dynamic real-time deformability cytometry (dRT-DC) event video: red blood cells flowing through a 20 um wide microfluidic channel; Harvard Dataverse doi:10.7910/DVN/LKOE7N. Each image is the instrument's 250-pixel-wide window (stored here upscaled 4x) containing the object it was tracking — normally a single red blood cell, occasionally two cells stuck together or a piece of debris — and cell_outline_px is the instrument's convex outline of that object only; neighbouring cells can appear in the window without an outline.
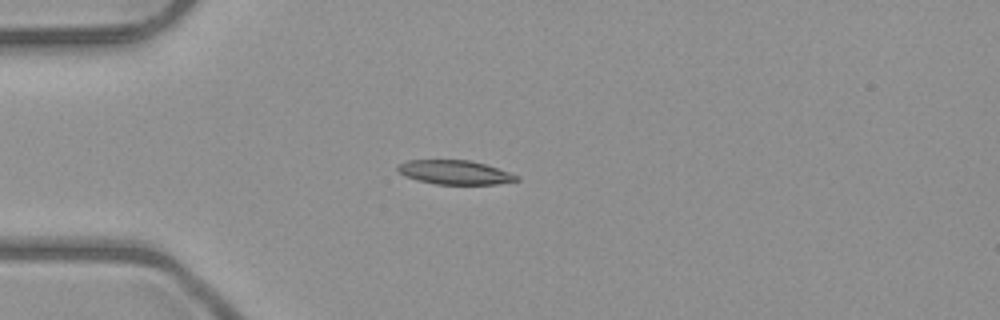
{"species": "common noctule bat (a hibernating species)", "species_latin": "Nyctalus noctula", "temperature_condition": "room temperature", "stored_images_in_passage": 5, "camera_frame_rate_fps": 3000, "um_per_image_px": 0.085, "animal": {"sex": "male", "body_mass_g": 23.1, "forearm_length_mm": 52.7}, "frame": {"image": 1, "passage_image": 5, "time_ms": 4.667, "image_size_px": [1000, 320], "cell_outline_px": [[520, 180], [496, 184], [436, 184], [404, 176], [396, 168], [396, 164], [408, 160], [468, 160], [484, 164], [520, 176]], "centroid_in_image_um": [38.64, 14.64], "position_along_channel_um": 46.4, "area_um2": 16.53}}